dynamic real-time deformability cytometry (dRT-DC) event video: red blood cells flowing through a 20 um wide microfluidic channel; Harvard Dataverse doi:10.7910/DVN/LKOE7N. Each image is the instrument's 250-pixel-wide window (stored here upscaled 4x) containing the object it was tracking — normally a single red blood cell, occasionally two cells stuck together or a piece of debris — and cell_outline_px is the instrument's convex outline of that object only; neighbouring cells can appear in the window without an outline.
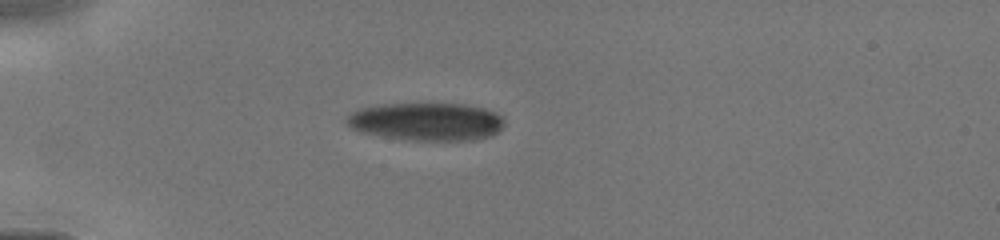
{"species": "human", "species_latin": "Homo sapiens", "temperature_condition": "cold", "stored_images_in_passage": 1, "camera_frame_rate_fps": 3000, "um_per_image_px": 0.085, "donor": {"sex": "male"}, "frame": {"image": 1, "passage_image": 1, "time_ms": 0.0, "image_size_px": [1000, 240], "cell_outline_px": [[504, 124], [492, 136], [476, 140], [416, 140], [388, 136], [364, 132], [352, 128], [344, 120], [352, 112], [360, 108], [384, 104], [464, 104], [484, 108], [500, 116], [504, 120]], "centroid_in_image_um": [36.28, 10.33], "position_along_channel_um": 48.7, "area_um2": 34.28}}